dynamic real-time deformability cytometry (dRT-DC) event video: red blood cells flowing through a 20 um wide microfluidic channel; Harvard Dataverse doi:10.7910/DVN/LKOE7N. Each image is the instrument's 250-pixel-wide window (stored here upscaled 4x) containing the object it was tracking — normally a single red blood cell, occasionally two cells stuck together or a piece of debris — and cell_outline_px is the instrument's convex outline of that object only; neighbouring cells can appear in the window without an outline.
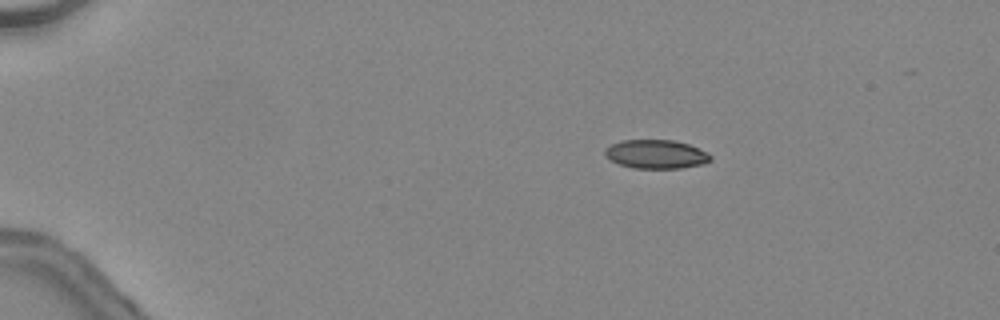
{"species": "common noctule bat (a hibernating species)", "species_latin": "Nyctalus noctula", "temperature_condition": "warm", "stored_images_in_passage": 2, "camera_frame_rate_fps": 3000, "um_per_image_px": 0.085, "animal": {"sex": "female", "body_mass_g": 24.6, "forearm_length_mm": 56.2}, "frame": {"image": 1, "passage_image": 1, "time_ms": 0.0, "image_size_px": [1000, 320], "cell_outline_px": [[712, 160], [704, 164], [680, 168], [632, 168], [620, 164], [604, 156], [604, 148], [620, 140], [672, 140], [688, 144], [712, 156]], "centroid_in_image_um": [55.73, 13.11], "position_along_channel_um": 29.3, "area_um2": 17.63}}